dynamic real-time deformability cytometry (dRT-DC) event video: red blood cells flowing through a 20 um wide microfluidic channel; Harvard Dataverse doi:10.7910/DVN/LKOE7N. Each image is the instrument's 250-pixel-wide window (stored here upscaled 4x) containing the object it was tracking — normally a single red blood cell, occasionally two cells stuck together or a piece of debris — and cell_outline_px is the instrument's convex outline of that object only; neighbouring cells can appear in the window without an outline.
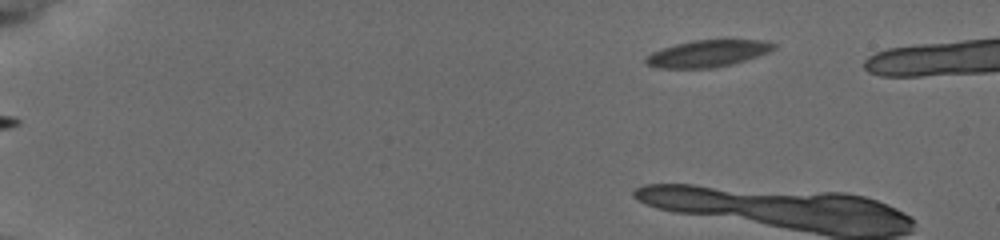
{"species": "common noctule bat (a hibernating species)", "species_latin": "Nyctalus noctula", "temperature_condition": "cold", "stored_images_in_passage": 6, "camera_frame_rate_fps": 3000, "um_per_image_px": 0.085, "animal": {"sex": "female", "body_mass_g": 19.5, "forearm_length_mm": 54.1}, "frame": {"image": 1, "passage_image": 1, "time_ms": 0.0, "image_size_px": [1000, 240], "cell_outline_px": [[776, 48], [768, 52], [732, 64], [716, 68], [656, 68], [644, 64], [644, 60], [652, 52], [676, 44], [692, 40], [760, 40], [776, 44]], "centroid_in_image_um": [60.12, 4.56], "position_along_channel_um": 24.9, "area_um2": 19.88}}